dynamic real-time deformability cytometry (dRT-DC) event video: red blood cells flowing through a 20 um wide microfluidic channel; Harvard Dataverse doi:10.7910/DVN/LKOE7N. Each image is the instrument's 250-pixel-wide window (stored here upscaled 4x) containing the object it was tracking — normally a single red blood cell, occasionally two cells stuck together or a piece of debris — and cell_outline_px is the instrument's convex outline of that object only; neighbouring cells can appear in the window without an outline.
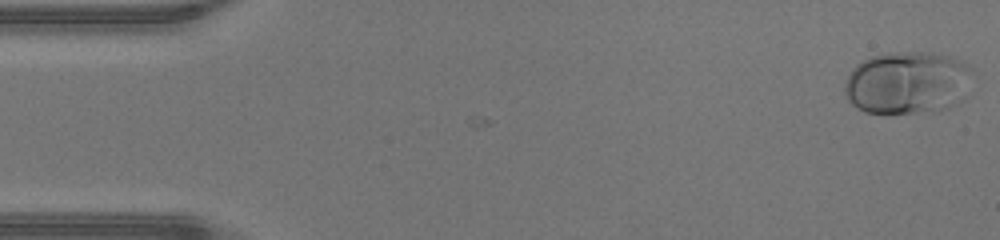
{"species": "human", "species_latin": "Homo sapiens", "temperature_condition": "warm", "stored_images_in_passage": 47, "camera_frame_rate_fps": 3000, "um_per_image_px": 0.085, "donor": {"sex": "male"}, "frame": {"image": 1, "passage_image": 1, "time_ms": 0.0, "image_size_px": [1000, 240], "cell_outline_px": [[964, 100], [940, 112], [864, 112], [856, 108], [848, 100], [844, 92], [844, 84], [848, 76], [856, 64], [872, 56], [912, 52], [924, 52], [948, 56], [964, 64]], "centroid_in_image_um": [77.01, 7.08], "position_along_channel_um": 8.0, "area_um2": 45.32}}
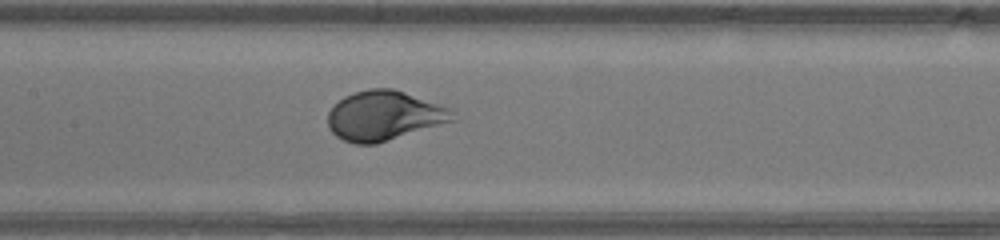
{"frame": {"image": 2, "passage_image": 22, "time_ms": 7.0, "image_size_px": [1000, 240], "cell_outline_px": [[456, 120], [376, 144], [356, 144], [344, 140], [336, 136], [328, 128], [328, 112], [344, 96], [352, 92], [368, 88], [392, 88], [452, 108]], "centroid_in_image_um": [32.66, 9.83], "position_along_channel_um": 174.7, "area_um2": 36.13}}
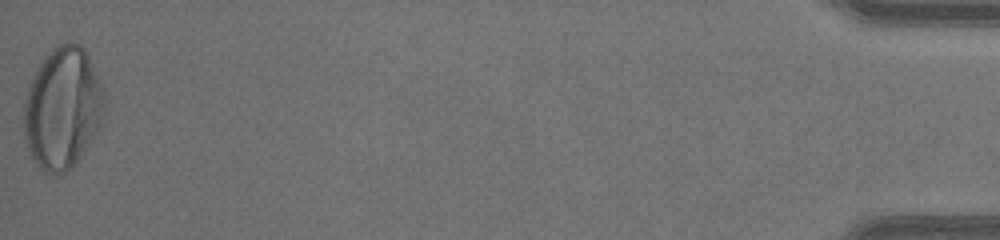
{"frame": {"image": 3, "passage_image": 47, "time_ms": 15.333, "image_size_px": [1000, 240], "cell_outline_px": [[104, 124], [100, 132], [76, 160], [64, 172], [56, 176], [52, 176], [44, 172], [36, 164], [28, 152], [24, 136], [24, 100], [32, 76], [44, 56], [56, 44], [68, 40], [72, 40], [80, 44], [84, 48], [104, 88]], "centroid_in_image_um": [5.34, 9.18], "position_along_channel_um": 429.9, "area_um2": 58.09}, "authors_computed_cell_mechanics": {"area_um2": 36.414, "velocity_mm_per_s": 4.3641, "shape_relaxation_time_tau1_ms": 2.3749, "shape_relaxation_time_tau2_ms": null, "deformation_change_tau1": 0.1818, "deformation_change_tau2": null}}